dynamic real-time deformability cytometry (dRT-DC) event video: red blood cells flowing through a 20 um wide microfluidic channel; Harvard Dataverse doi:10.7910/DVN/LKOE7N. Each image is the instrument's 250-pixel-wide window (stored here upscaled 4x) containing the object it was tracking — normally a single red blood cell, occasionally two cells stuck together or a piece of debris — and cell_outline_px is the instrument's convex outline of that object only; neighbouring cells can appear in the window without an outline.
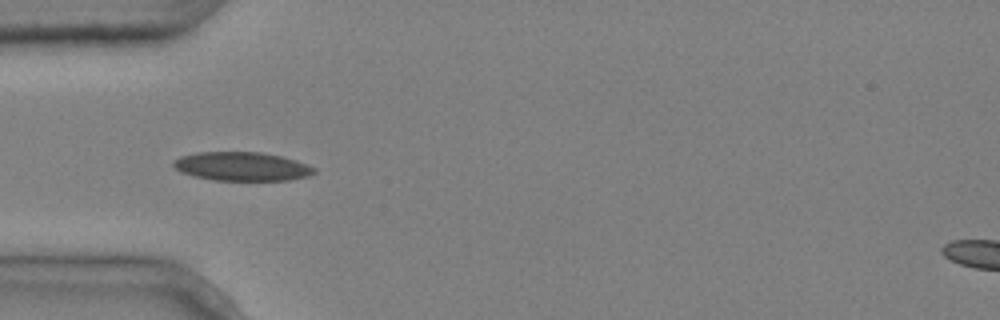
{"species": "common noctule bat (a hibernating species)", "species_latin": "Nyctalus noctula", "temperature_condition": "cold", "stored_images_in_passage": 3, "camera_frame_rate_fps": 3000, "um_per_image_px": 0.085, "animal": {"sex": "male", "body_mass_g": 20.4}, "frame": {"image": 1, "passage_image": 3, "time_ms": 0.667, "image_size_px": [1000, 320], "cell_outline_px": [[316, 172], [308, 176], [288, 180], [212, 180], [192, 176], [180, 172], [172, 164], [172, 160], [180, 156], [196, 152], [260, 152], [280, 156], [296, 160], [316, 168]], "centroid_in_image_um": [20.52, 14.14], "position_along_channel_um": 64.5, "area_um2": 23.7}}